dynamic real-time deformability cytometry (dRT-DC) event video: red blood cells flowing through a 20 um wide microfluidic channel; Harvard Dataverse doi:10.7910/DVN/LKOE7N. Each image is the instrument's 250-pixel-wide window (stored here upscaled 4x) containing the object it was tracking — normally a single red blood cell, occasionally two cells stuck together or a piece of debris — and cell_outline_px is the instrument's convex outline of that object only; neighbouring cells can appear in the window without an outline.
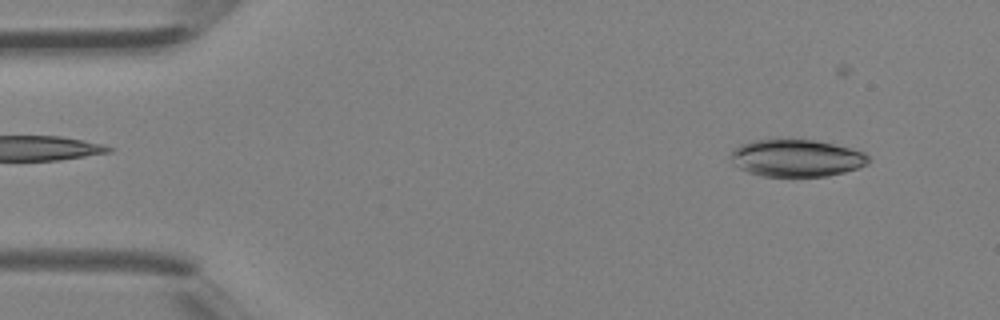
{"species": "Egyptian fruit bat (a non-hibernating species)", "species_latin": "Rousettus aegyptiacus", "temperature_condition": "room temperature", "stored_images_in_passage": 4, "camera_frame_rate_fps": 3000, "um_per_image_px": 0.085, "animal": {"sex": "female"}, "frame": {"image": 1, "passage_image": 4, "time_ms": 1.0, "image_size_px": [1000, 320], "cell_outline_px": [[868, 164], [860, 168], [828, 176], [760, 176], [748, 172], [732, 164], [728, 156], [732, 148], [740, 144], [752, 140], [812, 140], [852, 148], [864, 152], [868, 156]], "centroid_in_image_um": [67.65, 13.44], "position_along_channel_um": 17.4, "area_um2": 30.06}}